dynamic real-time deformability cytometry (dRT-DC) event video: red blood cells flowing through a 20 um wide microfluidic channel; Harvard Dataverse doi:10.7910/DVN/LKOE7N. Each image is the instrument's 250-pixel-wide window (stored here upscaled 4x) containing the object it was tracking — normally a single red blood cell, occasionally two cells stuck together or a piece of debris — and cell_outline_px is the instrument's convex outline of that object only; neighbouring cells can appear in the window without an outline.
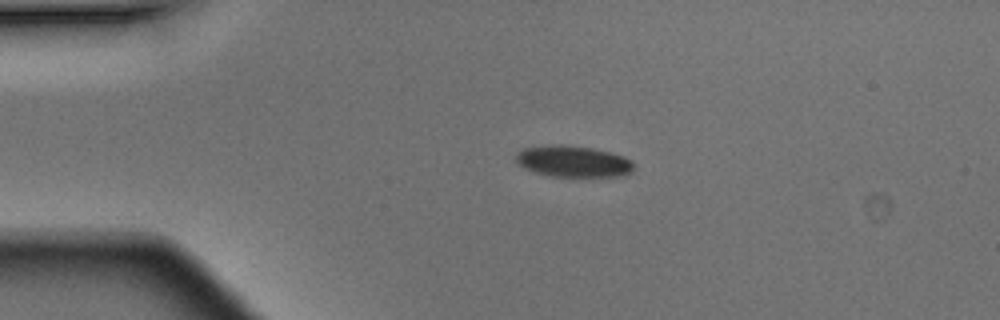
{"species": "Egyptian fruit bat (a non-hibernating species)", "species_latin": "Rousettus aegyptiacus", "temperature_condition": "warm", "stored_images_in_passage": 3, "camera_frame_rate_fps": 3000, "um_per_image_px": 0.085, "animal": {"sex": "male"}, "frame": {"image": 1, "passage_image": 2, "time_ms": 0.333, "image_size_px": [1000, 320], "cell_outline_px": [[632, 172], [624, 176], [552, 176], [536, 172], [520, 164], [516, 160], [516, 152], [520, 148], [552, 144], [564, 144], [592, 148], [612, 152], [624, 156], [632, 160]], "centroid_in_image_um": [48.74, 13.69], "position_along_channel_um": 36.3, "area_um2": 21.56}}